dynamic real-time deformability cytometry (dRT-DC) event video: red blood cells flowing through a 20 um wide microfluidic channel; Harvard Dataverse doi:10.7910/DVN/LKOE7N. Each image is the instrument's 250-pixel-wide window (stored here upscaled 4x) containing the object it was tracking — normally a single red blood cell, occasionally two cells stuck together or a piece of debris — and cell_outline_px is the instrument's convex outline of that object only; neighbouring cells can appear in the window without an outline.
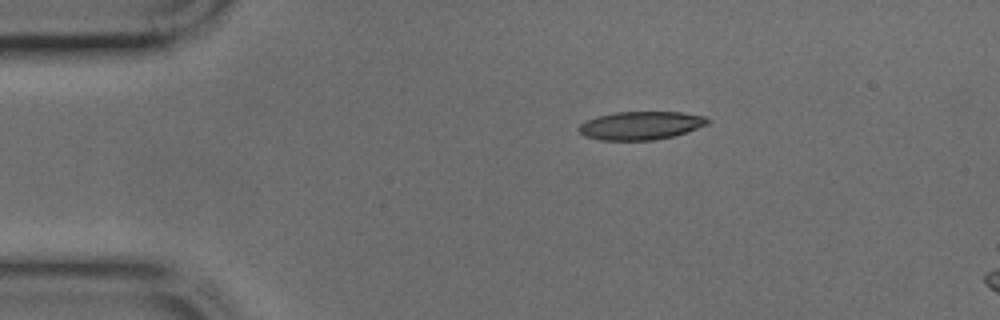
{"species": "common noctule bat (a hibernating species)", "species_latin": "Nyctalus noctula", "temperature_condition": "cold", "stored_images_in_passage": 6, "camera_frame_rate_fps": 3000, "um_per_image_px": 0.085, "animal": {"sex": "male", "body_mass_g": 17.9, "forearm_length_mm": 54.2}, "frame": {"image": 1, "passage_image": 1, "time_ms": 0.0, "image_size_px": [1000, 320], "cell_outline_px": [[712, 120], [708, 124], [672, 136], [656, 140], [600, 140], [584, 136], [580, 132], [580, 124], [596, 116], [616, 112], [680, 112], [704, 116]], "centroid_in_image_um": [54.47, 10.66], "position_along_channel_um": 30.5, "area_um2": 21.04}}